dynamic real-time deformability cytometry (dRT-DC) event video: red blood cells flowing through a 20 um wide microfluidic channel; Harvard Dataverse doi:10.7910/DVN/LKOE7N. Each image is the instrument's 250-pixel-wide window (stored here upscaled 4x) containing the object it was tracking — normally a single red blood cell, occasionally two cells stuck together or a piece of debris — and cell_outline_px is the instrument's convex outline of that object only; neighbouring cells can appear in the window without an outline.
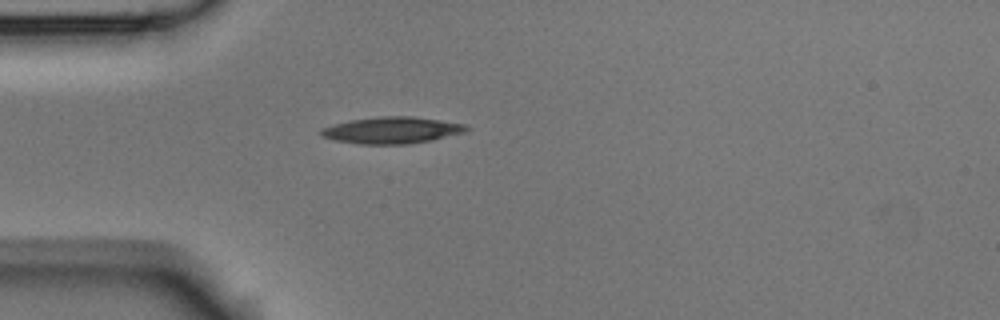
{"species": "Egyptian fruit bat (a non-hibernating species)", "species_latin": "Rousettus aegyptiacus", "temperature_condition": "room temperature", "stored_images_in_passage": 3, "camera_frame_rate_fps": 3000, "um_per_image_px": 0.085, "animal": {"sex": "male"}, "frame": {"image": 1, "passage_image": 3, "time_ms": 0.667, "image_size_px": [1000, 320], "cell_outline_px": [[472, 128], [468, 132], [432, 140], [408, 144], [360, 144], [336, 140], [324, 136], [320, 132], [324, 128], [332, 124], [352, 120], [380, 116], [412, 116], [440, 120], [464, 124]], "centroid_in_image_um": [33.4, 11.07], "position_along_channel_um": 51.6, "area_um2": 22.48}}